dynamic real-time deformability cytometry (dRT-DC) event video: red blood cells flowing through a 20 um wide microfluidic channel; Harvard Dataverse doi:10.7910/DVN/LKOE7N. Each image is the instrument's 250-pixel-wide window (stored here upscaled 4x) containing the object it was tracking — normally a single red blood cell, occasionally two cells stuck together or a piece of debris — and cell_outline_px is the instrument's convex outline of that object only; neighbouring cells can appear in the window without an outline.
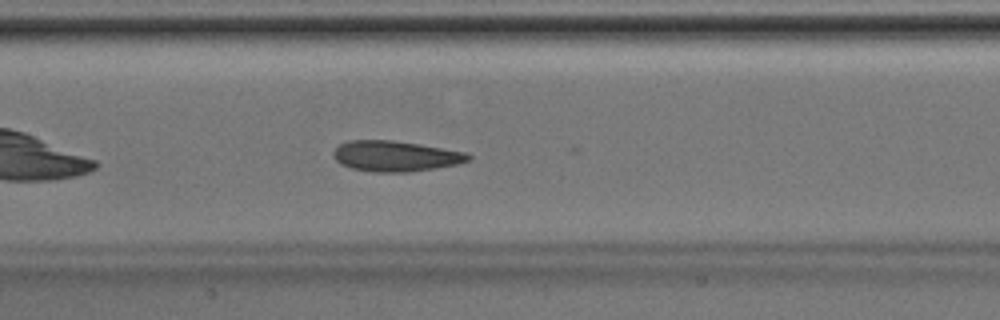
{"species": "Egyptian fruit bat (a non-hibernating species)", "species_latin": "Rousettus aegyptiacus", "temperature_condition": "room temperature", "stored_images_in_passage": 33, "camera_frame_rate_fps": 3000, "um_per_image_px": 0.085, "animal": {"sex": "male"}, "frame": {"image": 1, "passage_image": 10, "time_ms": 3.0, "image_size_px": [1000, 320], "cell_outline_px": [[472, 156], [468, 160], [456, 164], [408, 172], [372, 172], [352, 168], [340, 164], [332, 156], [332, 152], [340, 144], [348, 140], [392, 140], [420, 144], [468, 152]], "centroid_in_image_um": [33.58, 13.26], "position_along_channel_um": 173.8, "area_um2": 24.04}}
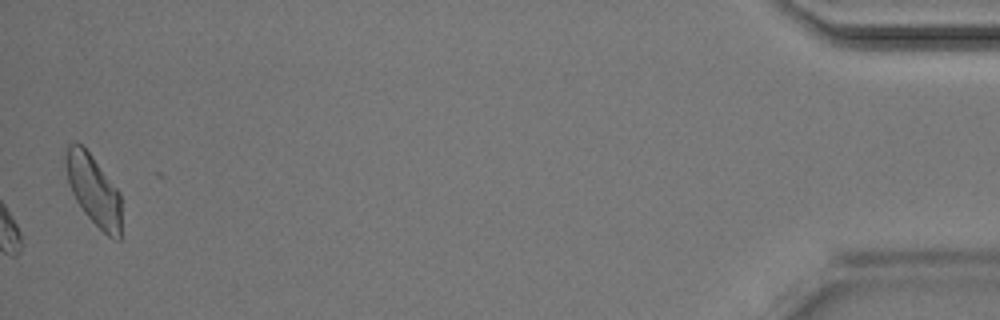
{"frame": {"image": 2, "passage_image": 33, "time_ms": 10.667, "image_size_px": [1000, 320], "cell_outline_px": [[120, 240], [116, 240], [108, 236], [84, 212], [76, 200], [68, 184], [64, 164], [64, 156], [68, 144], [76, 140], [92, 156], [120, 192]], "centroid_in_image_um": [7.92, 16.11], "position_along_channel_um": 427.3, "area_um2": 22.72}}